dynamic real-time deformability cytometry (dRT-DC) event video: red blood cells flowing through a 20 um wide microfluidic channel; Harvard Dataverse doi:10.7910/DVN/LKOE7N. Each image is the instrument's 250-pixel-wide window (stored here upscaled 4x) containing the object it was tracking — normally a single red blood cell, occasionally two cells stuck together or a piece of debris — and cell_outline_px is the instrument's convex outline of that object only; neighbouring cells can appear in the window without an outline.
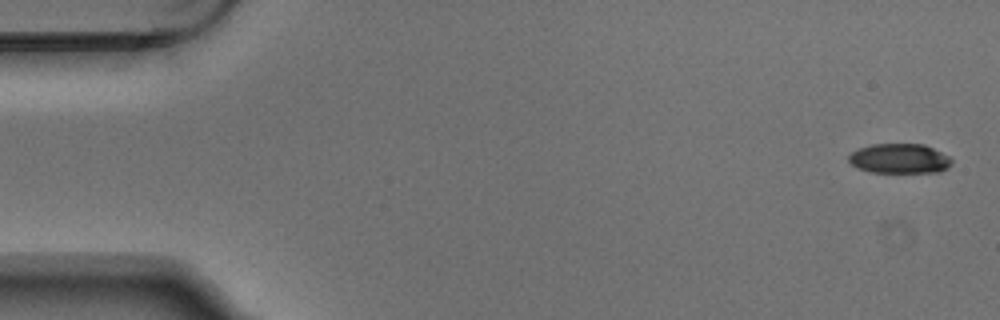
{"species": "Egyptian fruit bat (a non-hibernating species)", "species_latin": "Rousettus aegyptiacus", "temperature_condition": "warm", "stored_images_in_passage": 5, "camera_frame_rate_fps": 3000, "um_per_image_px": 0.085, "animal": {"sex": "male"}, "frame": {"image": 1, "passage_image": 1, "time_ms": 0.0, "image_size_px": [1000, 320], "cell_outline_px": [[952, 164], [948, 168], [940, 172], [868, 172], [856, 168], [848, 160], [848, 156], [852, 152], [860, 148], [872, 144], [924, 144], [948, 156], [952, 160]], "centroid_in_image_um": [76.45, 13.49], "position_along_channel_um": 8.5, "area_um2": 17.86}}
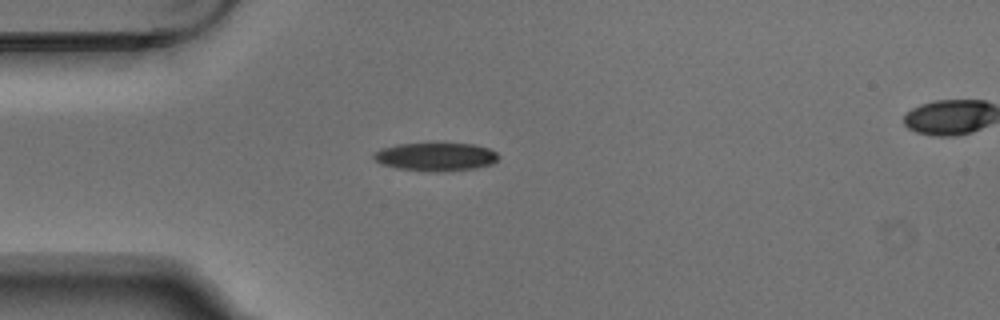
{"frame": {"image": 2, "passage_image": 4, "time_ms": 1.0, "image_size_px": [1000, 320], "cell_outline_px": [[500, 156], [492, 164], [476, 168], [440, 172], [432, 172], [396, 168], [380, 164], [372, 156], [380, 148], [396, 144], [472, 144], [488, 148], [496, 152]], "centroid_in_image_um": [37.02, 13.34], "position_along_channel_um": 48.0, "area_um2": 20.52}}